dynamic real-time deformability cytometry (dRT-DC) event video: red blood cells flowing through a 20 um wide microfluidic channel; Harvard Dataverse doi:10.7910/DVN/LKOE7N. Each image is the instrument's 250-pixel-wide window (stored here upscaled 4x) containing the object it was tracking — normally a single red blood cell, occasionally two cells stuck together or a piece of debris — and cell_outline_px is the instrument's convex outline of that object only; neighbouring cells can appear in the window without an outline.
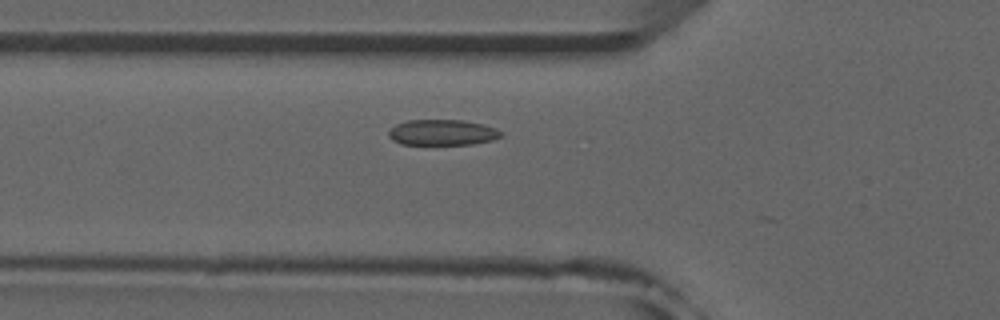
{"species": "common noctule bat (a hibernating species)", "species_latin": "Nyctalus noctula", "temperature_condition": "room temperature", "stored_images_in_passage": 12, "camera_frame_rate_fps": 3000, "um_per_image_px": 0.085, "animal": {"sex": "male", "forearm_length_mm": 52.5}, "frame": {"image": 1, "passage_image": 7, "time_ms": 2.0, "image_size_px": [1000, 320], "cell_outline_px": [[500, 136], [492, 140], [472, 144], [400, 144], [392, 140], [388, 136], [388, 132], [396, 124], [408, 120], [460, 120], [484, 124], [496, 128], [500, 132]], "centroid_in_image_um": [37.57, 11.25], "position_along_channel_um": 88.2, "area_um2": 16.7}}
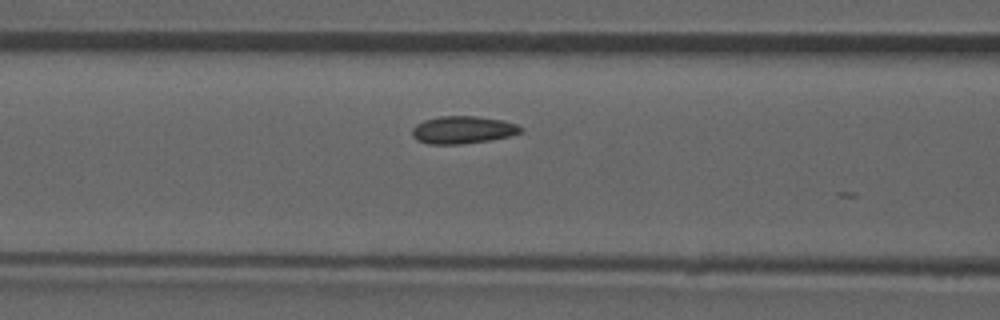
{"frame": {"image": 2, "passage_image": 10, "time_ms": 3.0, "image_size_px": [1000, 320], "cell_outline_px": [[524, 132], [508, 136], [488, 140], [460, 144], [428, 144], [416, 140], [412, 136], [412, 128], [416, 124], [424, 120], [440, 116], [476, 116], [504, 120], [516, 124], [524, 128]], "centroid_in_image_um": [39.34, 11.03], "position_along_channel_um": 127.3, "area_um2": 17.51}}